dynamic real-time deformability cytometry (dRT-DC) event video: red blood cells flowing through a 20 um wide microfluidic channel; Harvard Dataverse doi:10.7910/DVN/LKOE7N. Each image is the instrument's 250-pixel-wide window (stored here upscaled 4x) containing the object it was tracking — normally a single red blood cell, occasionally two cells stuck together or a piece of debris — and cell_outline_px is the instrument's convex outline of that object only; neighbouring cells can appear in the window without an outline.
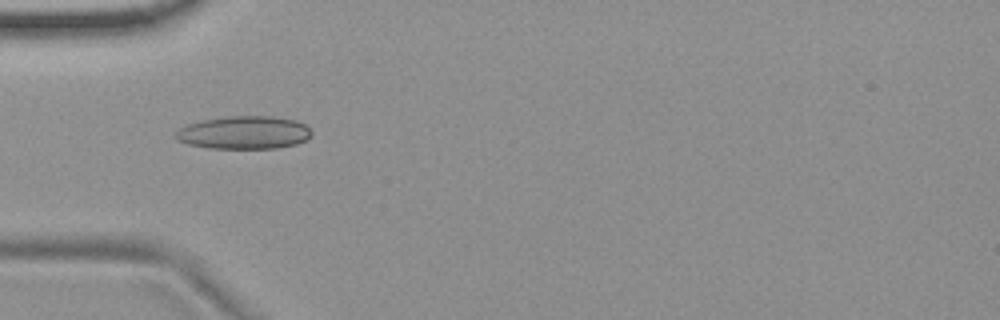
{"species": "common noctule bat (a hibernating species)", "species_latin": "Nyctalus noctula", "temperature_condition": "room temperature", "stored_images_in_passage": 4, "camera_frame_rate_fps": 3000, "um_per_image_px": 0.085, "animal": {"sex": "female", "body_mass_g": 19.9}, "frame": {"image": 1, "passage_image": 1, "time_ms": 0.0, "image_size_px": [1000, 320], "cell_outline_px": [[312, 132], [304, 140], [296, 144], [276, 148], [208, 148], [188, 144], [176, 140], [176, 132], [180, 128], [188, 124], [204, 120], [228, 116], [272, 116], [296, 120], [304, 124]], "centroid_in_image_um": [20.73, 11.27], "position_along_channel_um": 64.3, "area_um2": 25.89}}